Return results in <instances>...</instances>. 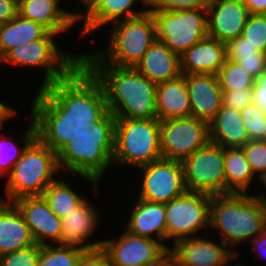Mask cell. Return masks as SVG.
<instances>
[{"mask_svg": "<svg viewBox=\"0 0 266 266\" xmlns=\"http://www.w3.org/2000/svg\"><path fill=\"white\" fill-rule=\"evenodd\" d=\"M36 92L30 106L36 138L56 154L108 110L100 82L81 62L65 78Z\"/></svg>", "mask_w": 266, "mask_h": 266, "instance_id": "1", "label": "cell"}, {"mask_svg": "<svg viewBox=\"0 0 266 266\" xmlns=\"http://www.w3.org/2000/svg\"><path fill=\"white\" fill-rule=\"evenodd\" d=\"M81 63L100 82L107 109L115 118H157L156 83L135 68L104 64L92 50L81 53Z\"/></svg>", "mask_w": 266, "mask_h": 266, "instance_id": "2", "label": "cell"}, {"mask_svg": "<svg viewBox=\"0 0 266 266\" xmlns=\"http://www.w3.org/2000/svg\"><path fill=\"white\" fill-rule=\"evenodd\" d=\"M115 116L107 110L92 125L75 134L57 153L64 174H77L92 184L98 195L99 182L113 165Z\"/></svg>", "mask_w": 266, "mask_h": 266, "instance_id": "3", "label": "cell"}, {"mask_svg": "<svg viewBox=\"0 0 266 266\" xmlns=\"http://www.w3.org/2000/svg\"><path fill=\"white\" fill-rule=\"evenodd\" d=\"M258 193H229L212 195L210 228L236 255V246L250 241L266 229V195ZM221 235V236H220Z\"/></svg>", "mask_w": 266, "mask_h": 266, "instance_id": "4", "label": "cell"}, {"mask_svg": "<svg viewBox=\"0 0 266 266\" xmlns=\"http://www.w3.org/2000/svg\"><path fill=\"white\" fill-rule=\"evenodd\" d=\"M61 174L57 154L35 138L6 177L5 197L0 196V200L12 203L26 196H41L56 180L54 175Z\"/></svg>", "mask_w": 266, "mask_h": 266, "instance_id": "5", "label": "cell"}, {"mask_svg": "<svg viewBox=\"0 0 266 266\" xmlns=\"http://www.w3.org/2000/svg\"><path fill=\"white\" fill-rule=\"evenodd\" d=\"M110 25L108 47L101 51L94 50L93 53L106 65L135 68L157 39L152 14L146 12Z\"/></svg>", "mask_w": 266, "mask_h": 266, "instance_id": "6", "label": "cell"}, {"mask_svg": "<svg viewBox=\"0 0 266 266\" xmlns=\"http://www.w3.org/2000/svg\"><path fill=\"white\" fill-rule=\"evenodd\" d=\"M160 120L116 118L113 165L138 168L162 159Z\"/></svg>", "mask_w": 266, "mask_h": 266, "instance_id": "7", "label": "cell"}, {"mask_svg": "<svg viewBox=\"0 0 266 266\" xmlns=\"http://www.w3.org/2000/svg\"><path fill=\"white\" fill-rule=\"evenodd\" d=\"M58 34L48 32L42 39L29 41L10 49L1 59L0 65H18L31 68H44L43 81L38 89L65 78L80 62L81 54L61 50L54 40ZM55 41V42H54Z\"/></svg>", "mask_w": 266, "mask_h": 266, "instance_id": "8", "label": "cell"}, {"mask_svg": "<svg viewBox=\"0 0 266 266\" xmlns=\"http://www.w3.org/2000/svg\"><path fill=\"white\" fill-rule=\"evenodd\" d=\"M211 199L210 194L187 191L184 195L165 204L168 250L179 240L209 233ZM201 229L205 230L203 234ZM167 241H172L171 245H167V243L170 244Z\"/></svg>", "mask_w": 266, "mask_h": 266, "instance_id": "9", "label": "cell"}, {"mask_svg": "<svg viewBox=\"0 0 266 266\" xmlns=\"http://www.w3.org/2000/svg\"><path fill=\"white\" fill-rule=\"evenodd\" d=\"M151 14L156 25L157 40L179 56L208 36L207 10H155Z\"/></svg>", "mask_w": 266, "mask_h": 266, "instance_id": "10", "label": "cell"}, {"mask_svg": "<svg viewBox=\"0 0 266 266\" xmlns=\"http://www.w3.org/2000/svg\"><path fill=\"white\" fill-rule=\"evenodd\" d=\"M188 191L225 194L224 148L209 142L182 161Z\"/></svg>", "mask_w": 266, "mask_h": 266, "instance_id": "11", "label": "cell"}, {"mask_svg": "<svg viewBox=\"0 0 266 266\" xmlns=\"http://www.w3.org/2000/svg\"><path fill=\"white\" fill-rule=\"evenodd\" d=\"M162 158L183 161L209 142V123L195 117L160 121Z\"/></svg>", "mask_w": 266, "mask_h": 266, "instance_id": "12", "label": "cell"}, {"mask_svg": "<svg viewBox=\"0 0 266 266\" xmlns=\"http://www.w3.org/2000/svg\"><path fill=\"white\" fill-rule=\"evenodd\" d=\"M141 181L137 198L154 203H163L184 195L188 190L184 181L181 161L160 159L138 168Z\"/></svg>", "mask_w": 266, "mask_h": 266, "instance_id": "13", "label": "cell"}, {"mask_svg": "<svg viewBox=\"0 0 266 266\" xmlns=\"http://www.w3.org/2000/svg\"><path fill=\"white\" fill-rule=\"evenodd\" d=\"M110 266H135L155 263L168 249L159 241L123 231L117 239H103Z\"/></svg>", "mask_w": 266, "mask_h": 266, "instance_id": "14", "label": "cell"}, {"mask_svg": "<svg viewBox=\"0 0 266 266\" xmlns=\"http://www.w3.org/2000/svg\"><path fill=\"white\" fill-rule=\"evenodd\" d=\"M209 235L182 239L171 246L179 266H226L230 262L236 254L221 240L216 242L217 236L212 240Z\"/></svg>", "mask_w": 266, "mask_h": 266, "instance_id": "15", "label": "cell"}, {"mask_svg": "<svg viewBox=\"0 0 266 266\" xmlns=\"http://www.w3.org/2000/svg\"><path fill=\"white\" fill-rule=\"evenodd\" d=\"M139 2L143 3L139 6L143 5L144 7L146 0H94L83 11L84 13L77 12V23L82 20L84 23L81 25L78 39L80 40L88 34L94 36L93 34L97 30H101V28L114 22L135 18L146 13V7L143 10L135 9L136 3L139 4Z\"/></svg>", "mask_w": 266, "mask_h": 266, "instance_id": "16", "label": "cell"}, {"mask_svg": "<svg viewBox=\"0 0 266 266\" xmlns=\"http://www.w3.org/2000/svg\"><path fill=\"white\" fill-rule=\"evenodd\" d=\"M12 203L23 215L37 244H61V219L54 214L42 196H26Z\"/></svg>", "mask_w": 266, "mask_h": 266, "instance_id": "17", "label": "cell"}, {"mask_svg": "<svg viewBox=\"0 0 266 266\" xmlns=\"http://www.w3.org/2000/svg\"><path fill=\"white\" fill-rule=\"evenodd\" d=\"M250 15L242 0H212L207 10V35L219 42L237 39Z\"/></svg>", "mask_w": 266, "mask_h": 266, "instance_id": "18", "label": "cell"}, {"mask_svg": "<svg viewBox=\"0 0 266 266\" xmlns=\"http://www.w3.org/2000/svg\"><path fill=\"white\" fill-rule=\"evenodd\" d=\"M191 117L210 123L222 107L223 91L215 74L185 75Z\"/></svg>", "mask_w": 266, "mask_h": 266, "instance_id": "19", "label": "cell"}, {"mask_svg": "<svg viewBox=\"0 0 266 266\" xmlns=\"http://www.w3.org/2000/svg\"><path fill=\"white\" fill-rule=\"evenodd\" d=\"M61 4L62 0H18V14L59 35L62 32H69L77 25L76 11H78L77 4L73 12L64 10Z\"/></svg>", "mask_w": 266, "mask_h": 266, "instance_id": "20", "label": "cell"}, {"mask_svg": "<svg viewBox=\"0 0 266 266\" xmlns=\"http://www.w3.org/2000/svg\"><path fill=\"white\" fill-rule=\"evenodd\" d=\"M87 198L79 207L61 219V244L76 246L84 250L102 246L103 240L89 241L100 222L95 204ZM87 242V243H86Z\"/></svg>", "mask_w": 266, "mask_h": 266, "instance_id": "21", "label": "cell"}, {"mask_svg": "<svg viewBox=\"0 0 266 266\" xmlns=\"http://www.w3.org/2000/svg\"><path fill=\"white\" fill-rule=\"evenodd\" d=\"M131 210L125 230L136 236L157 240L166 247L165 204L136 197Z\"/></svg>", "mask_w": 266, "mask_h": 266, "instance_id": "22", "label": "cell"}, {"mask_svg": "<svg viewBox=\"0 0 266 266\" xmlns=\"http://www.w3.org/2000/svg\"><path fill=\"white\" fill-rule=\"evenodd\" d=\"M225 61V43L207 36L180 55L181 73L217 75Z\"/></svg>", "mask_w": 266, "mask_h": 266, "instance_id": "23", "label": "cell"}, {"mask_svg": "<svg viewBox=\"0 0 266 266\" xmlns=\"http://www.w3.org/2000/svg\"><path fill=\"white\" fill-rule=\"evenodd\" d=\"M35 243L30 228L17 207L0 200V256Z\"/></svg>", "mask_w": 266, "mask_h": 266, "instance_id": "24", "label": "cell"}, {"mask_svg": "<svg viewBox=\"0 0 266 266\" xmlns=\"http://www.w3.org/2000/svg\"><path fill=\"white\" fill-rule=\"evenodd\" d=\"M135 69L156 84L182 75L180 56L157 39L149 47Z\"/></svg>", "mask_w": 266, "mask_h": 266, "instance_id": "25", "label": "cell"}, {"mask_svg": "<svg viewBox=\"0 0 266 266\" xmlns=\"http://www.w3.org/2000/svg\"><path fill=\"white\" fill-rule=\"evenodd\" d=\"M157 119L191 117L190 100L185 75L162 82L156 86Z\"/></svg>", "mask_w": 266, "mask_h": 266, "instance_id": "26", "label": "cell"}, {"mask_svg": "<svg viewBox=\"0 0 266 266\" xmlns=\"http://www.w3.org/2000/svg\"><path fill=\"white\" fill-rule=\"evenodd\" d=\"M209 139L223 148L242 147L249 141L241 111L222 106L209 123Z\"/></svg>", "mask_w": 266, "mask_h": 266, "instance_id": "27", "label": "cell"}, {"mask_svg": "<svg viewBox=\"0 0 266 266\" xmlns=\"http://www.w3.org/2000/svg\"><path fill=\"white\" fill-rule=\"evenodd\" d=\"M225 194L257 192L256 181L261 187L260 180L254 175L245 153L241 147L224 148ZM254 178V179H253ZM253 185V186H251ZM251 187V188H250ZM254 188V192H253ZM251 189V190H250Z\"/></svg>", "mask_w": 266, "mask_h": 266, "instance_id": "28", "label": "cell"}, {"mask_svg": "<svg viewBox=\"0 0 266 266\" xmlns=\"http://www.w3.org/2000/svg\"><path fill=\"white\" fill-rule=\"evenodd\" d=\"M48 32L39 23L19 14L11 21L0 24V59L10 49L25 42L42 39Z\"/></svg>", "mask_w": 266, "mask_h": 266, "instance_id": "29", "label": "cell"}, {"mask_svg": "<svg viewBox=\"0 0 266 266\" xmlns=\"http://www.w3.org/2000/svg\"><path fill=\"white\" fill-rule=\"evenodd\" d=\"M62 177H65V180ZM66 177H68L67 174H61L58 180H54L41 195L60 219L69 215L87 199V196L82 197L80 192L73 190L66 181Z\"/></svg>", "mask_w": 266, "mask_h": 266, "instance_id": "30", "label": "cell"}, {"mask_svg": "<svg viewBox=\"0 0 266 266\" xmlns=\"http://www.w3.org/2000/svg\"><path fill=\"white\" fill-rule=\"evenodd\" d=\"M30 120L29 126H27L25 131H22L24 133L20 142L23 144L22 147L20 145L18 147V143L15 144L14 139L12 140L0 132V177H7L11 173L13 166L20 159L24 150L36 138L35 126L33 120L31 118ZM2 129L0 128V131Z\"/></svg>", "mask_w": 266, "mask_h": 266, "instance_id": "31", "label": "cell"}, {"mask_svg": "<svg viewBox=\"0 0 266 266\" xmlns=\"http://www.w3.org/2000/svg\"><path fill=\"white\" fill-rule=\"evenodd\" d=\"M84 249L62 244L42 245L38 266H75Z\"/></svg>", "mask_w": 266, "mask_h": 266, "instance_id": "32", "label": "cell"}, {"mask_svg": "<svg viewBox=\"0 0 266 266\" xmlns=\"http://www.w3.org/2000/svg\"><path fill=\"white\" fill-rule=\"evenodd\" d=\"M222 90L252 89L254 77L236 61L226 59L224 65L217 74Z\"/></svg>", "mask_w": 266, "mask_h": 266, "instance_id": "33", "label": "cell"}, {"mask_svg": "<svg viewBox=\"0 0 266 266\" xmlns=\"http://www.w3.org/2000/svg\"><path fill=\"white\" fill-rule=\"evenodd\" d=\"M241 115L249 140H266V114L251 102Z\"/></svg>", "mask_w": 266, "mask_h": 266, "instance_id": "34", "label": "cell"}, {"mask_svg": "<svg viewBox=\"0 0 266 266\" xmlns=\"http://www.w3.org/2000/svg\"><path fill=\"white\" fill-rule=\"evenodd\" d=\"M242 36L259 52L266 53V14H250Z\"/></svg>", "mask_w": 266, "mask_h": 266, "instance_id": "35", "label": "cell"}, {"mask_svg": "<svg viewBox=\"0 0 266 266\" xmlns=\"http://www.w3.org/2000/svg\"><path fill=\"white\" fill-rule=\"evenodd\" d=\"M241 148L254 175L261 182L266 177V140H249Z\"/></svg>", "mask_w": 266, "mask_h": 266, "instance_id": "36", "label": "cell"}, {"mask_svg": "<svg viewBox=\"0 0 266 266\" xmlns=\"http://www.w3.org/2000/svg\"><path fill=\"white\" fill-rule=\"evenodd\" d=\"M212 0H146V11H176L184 9L208 10Z\"/></svg>", "mask_w": 266, "mask_h": 266, "instance_id": "37", "label": "cell"}, {"mask_svg": "<svg viewBox=\"0 0 266 266\" xmlns=\"http://www.w3.org/2000/svg\"><path fill=\"white\" fill-rule=\"evenodd\" d=\"M42 245L29 247L0 256V266H38Z\"/></svg>", "mask_w": 266, "mask_h": 266, "instance_id": "38", "label": "cell"}, {"mask_svg": "<svg viewBox=\"0 0 266 266\" xmlns=\"http://www.w3.org/2000/svg\"><path fill=\"white\" fill-rule=\"evenodd\" d=\"M222 106L242 111L252 102V89L222 90Z\"/></svg>", "mask_w": 266, "mask_h": 266, "instance_id": "39", "label": "cell"}, {"mask_svg": "<svg viewBox=\"0 0 266 266\" xmlns=\"http://www.w3.org/2000/svg\"><path fill=\"white\" fill-rule=\"evenodd\" d=\"M226 59L236 61L240 56L254 55L259 52L255 47L246 42V39L241 35L237 39H233L226 44Z\"/></svg>", "mask_w": 266, "mask_h": 266, "instance_id": "40", "label": "cell"}, {"mask_svg": "<svg viewBox=\"0 0 266 266\" xmlns=\"http://www.w3.org/2000/svg\"><path fill=\"white\" fill-rule=\"evenodd\" d=\"M75 266H110L106 251L100 246L84 250Z\"/></svg>", "mask_w": 266, "mask_h": 266, "instance_id": "41", "label": "cell"}, {"mask_svg": "<svg viewBox=\"0 0 266 266\" xmlns=\"http://www.w3.org/2000/svg\"><path fill=\"white\" fill-rule=\"evenodd\" d=\"M238 62L246 72L254 78L266 70V53H254V55L240 56Z\"/></svg>", "mask_w": 266, "mask_h": 266, "instance_id": "42", "label": "cell"}, {"mask_svg": "<svg viewBox=\"0 0 266 266\" xmlns=\"http://www.w3.org/2000/svg\"><path fill=\"white\" fill-rule=\"evenodd\" d=\"M252 103L266 114V70L254 79Z\"/></svg>", "mask_w": 266, "mask_h": 266, "instance_id": "43", "label": "cell"}, {"mask_svg": "<svg viewBox=\"0 0 266 266\" xmlns=\"http://www.w3.org/2000/svg\"><path fill=\"white\" fill-rule=\"evenodd\" d=\"M18 15V0H0V24L7 23Z\"/></svg>", "mask_w": 266, "mask_h": 266, "instance_id": "44", "label": "cell"}, {"mask_svg": "<svg viewBox=\"0 0 266 266\" xmlns=\"http://www.w3.org/2000/svg\"><path fill=\"white\" fill-rule=\"evenodd\" d=\"M248 244H251L252 253H255V258L258 254L261 259H266V229L261 234L251 239Z\"/></svg>", "mask_w": 266, "mask_h": 266, "instance_id": "45", "label": "cell"}, {"mask_svg": "<svg viewBox=\"0 0 266 266\" xmlns=\"http://www.w3.org/2000/svg\"><path fill=\"white\" fill-rule=\"evenodd\" d=\"M250 14H266V0H242Z\"/></svg>", "mask_w": 266, "mask_h": 266, "instance_id": "46", "label": "cell"}, {"mask_svg": "<svg viewBox=\"0 0 266 266\" xmlns=\"http://www.w3.org/2000/svg\"><path fill=\"white\" fill-rule=\"evenodd\" d=\"M17 112L16 109L14 110L11 106H8V104L6 105V103L0 101V128H4L3 126L7 120H11L17 116Z\"/></svg>", "mask_w": 266, "mask_h": 266, "instance_id": "47", "label": "cell"}, {"mask_svg": "<svg viewBox=\"0 0 266 266\" xmlns=\"http://www.w3.org/2000/svg\"><path fill=\"white\" fill-rule=\"evenodd\" d=\"M153 266H179V262L177 257L168 250L155 263H153Z\"/></svg>", "mask_w": 266, "mask_h": 266, "instance_id": "48", "label": "cell"}, {"mask_svg": "<svg viewBox=\"0 0 266 266\" xmlns=\"http://www.w3.org/2000/svg\"><path fill=\"white\" fill-rule=\"evenodd\" d=\"M77 1H80L82 4H84V5H81V8H82V12L84 11V10H86L89 6H90V4L94 1V0H77Z\"/></svg>", "mask_w": 266, "mask_h": 266, "instance_id": "49", "label": "cell"}, {"mask_svg": "<svg viewBox=\"0 0 266 266\" xmlns=\"http://www.w3.org/2000/svg\"><path fill=\"white\" fill-rule=\"evenodd\" d=\"M240 256V254L239 255H235L231 260H230V262L232 263H230V265H229V262L226 264V266H232L233 265V260H237L238 259V257ZM242 262H240L239 264L237 263L236 265H233V266H244L245 264H241Z\"/></svg>", "mask_w": 266, "mask_h": 266, "instance_id": "50", "label": "cell"}, {"mask_svg": "<svg viewBox=\"0 0 266 266\" xmlns=\"http://www.w3.org/2000/svg\"><path fill=\"white\" fill-rule=\"evenodd\" d=\"M261 184H263L262 188L264 189V186H266V177L261 181Z\"/></svg>", "mask_w": 266, "mask_h": 266, "instance_id": "51", "label": "cell"}, {"mask_svg": "<svg viewBox=\"0 0 266 266\" xmlns=\"http://www.w3.org/2000/svg\"><path fill=\"white\" fill-rule=\"evenodd\" d=\"M135 266H153V263H149V264H140V265H135Z\"/></svg>", "mask_w": 266, "mask_h": 266, "instance_id": "52", "label": "cell"}]
</instances>
